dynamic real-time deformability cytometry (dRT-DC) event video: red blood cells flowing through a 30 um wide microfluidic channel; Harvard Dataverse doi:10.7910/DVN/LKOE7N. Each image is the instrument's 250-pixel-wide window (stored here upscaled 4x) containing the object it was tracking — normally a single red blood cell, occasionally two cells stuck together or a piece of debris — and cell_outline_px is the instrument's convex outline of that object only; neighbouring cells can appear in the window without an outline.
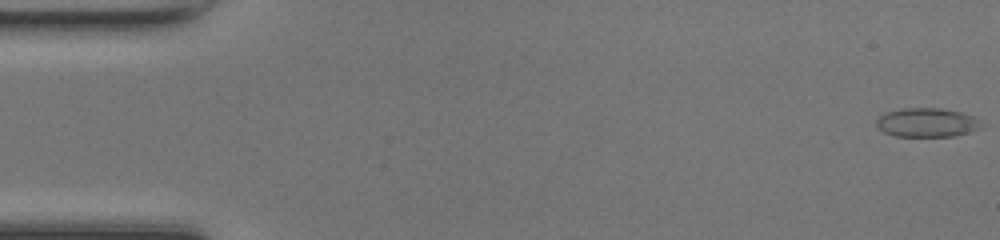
{"species": "common noctule bat (a hibernating species)", "species_latin": "Nyctalus noctula", "temperature_condition": "room temperature", "stored_images_in_passage": 49, "camera_frame_rate_fps": 3000, "um_per_image_px": 0.085, "animal": {"sex": "female", "body_mass_g": 17.0, "forearm_length_mm": 48.0}, "frame": {"image": 1, "passage_image": 1, "time_ms": 0.0, "image_size_px": [1000, 240], "cell_outline_px": [[984, 128], [972, 132], [952, 136], [896, 136], [884, 132], [876, 128], [876, 120], [880, 116], [888, 112], [904, 108], [940, 108], [960, 112], [972, 116]], "centroid_in_image_um": [78.78, 10.42], "position_along_channel_um": 6.2, "area_um2": 17.63}}
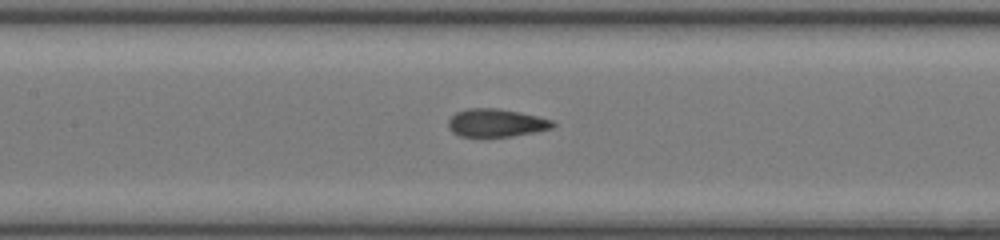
{"frame": {"image": 2, "passage_image": 23, "time_ms": 7.333, "image_size_px": [1000, 240], "cell_outline_px": [[556, 124], [552, 128], [536, 132], [512, 136], [484, 140], [460, 136], [452, 132], [448, 128], [448, 120], [456, 112], [468, 108], [496, 108], [520, 112], [552, 120]], "centroid_in_image_um": [42.13, 10.49], "position_along_channel_um": 165.3, "area_um2": 17.74}}
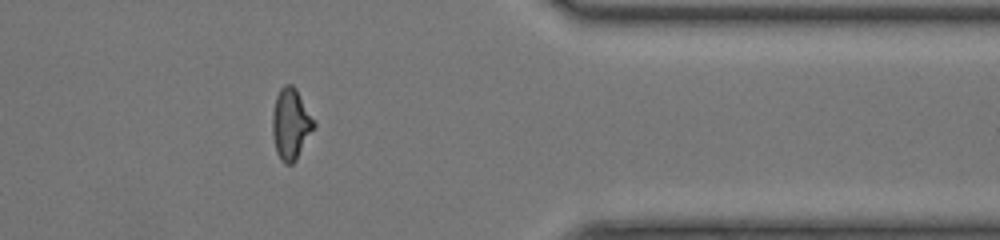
{"frame": {"image": 3, "passage_image": 40, "time_ms": 13.0, "image_size_px": [1000, 240], "cell_outline_px": [[316, 124], [296, 160], [292, 164], [284, 164], [280, 160], [276, 152], [272, 132], [272, 112], [276, 96], [280, 88], [284, 84], [292, 84], [296, 88], [316, 120]], "centroid_in_image_um": [24.72, 10.52], "position_along_channel_um": 386.7, "area_um2": 17.46}, "authors_computed_cell_mechanics": {"area_um2": 17.34, "velocity_mm_per_s": 4.2545, "shape_relaxation_time_tau1_ms": null, "shape_relaxation_time_tau2_ms": 1.0914, "deformation_change_tau1": null, "deformation_change_tau2": 0.056}}